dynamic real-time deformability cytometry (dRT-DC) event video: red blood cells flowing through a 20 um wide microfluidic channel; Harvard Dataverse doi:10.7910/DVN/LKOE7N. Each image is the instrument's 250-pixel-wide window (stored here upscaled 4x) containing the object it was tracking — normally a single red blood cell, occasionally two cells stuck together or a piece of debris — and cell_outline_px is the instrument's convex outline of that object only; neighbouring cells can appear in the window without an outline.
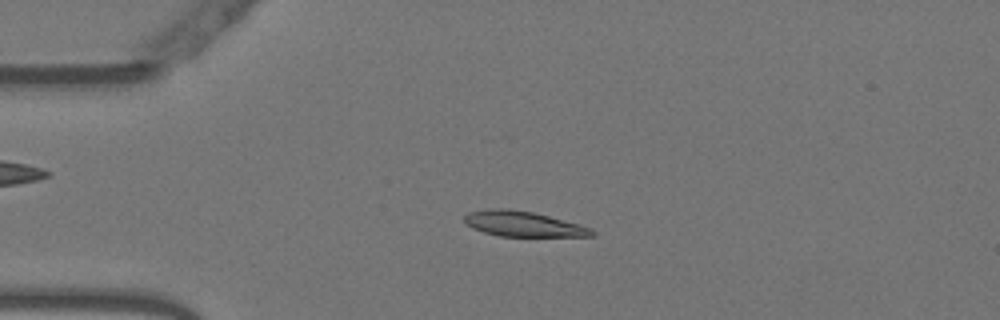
{"species": "Egyptian fruit bat (a non-hibernating species)", "species_latin": "Rousettus aegyptiacus", "temperature_condition": "warm", "stored_images_in_passage": 53, "camera_frame_rate_fps": 3000, "um_per_image_px": 0.085, "animal": {"sex": "female"}, "frame": {"image": 1, "passage_image": 12, "time_ms": 3.667, "image_size_px": [1000, 320], "cell_outline_px": [[596, 236], [500, 236], [484, 232], [472, 228], [464, 224], [464, 216], [468, 212], [488, 208], [508, 208], [532, 212], [580, 224], [592, 228], [596, 232]], "centroid_in_image_um": [44.45, 19.03], "position_along_channel_um": 40.5, "area_um2": 18.9}}
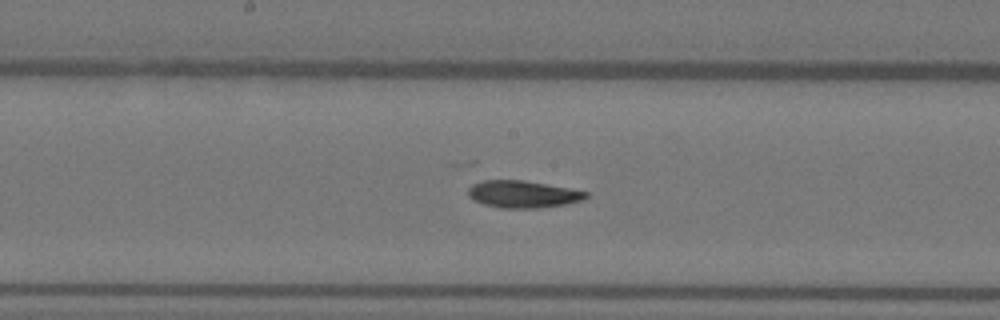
{"frame": {"image": 2, "passage_image": 27, "time_ms": 8.667, "image_size_px": [1000, 320], "cell_outline_px": [[588, 196], [584, 200], [564, 204], [536, 208], [500, 208], [484, 204], [468, 196], [468, 188], [472, 184], [480, 180], [524, 180], [568, 188], [588, 192]], "centroid_in_image_um": [44.42, 16.5], "position_along_channel_um": 203.8, "area_um2": 18.55}}
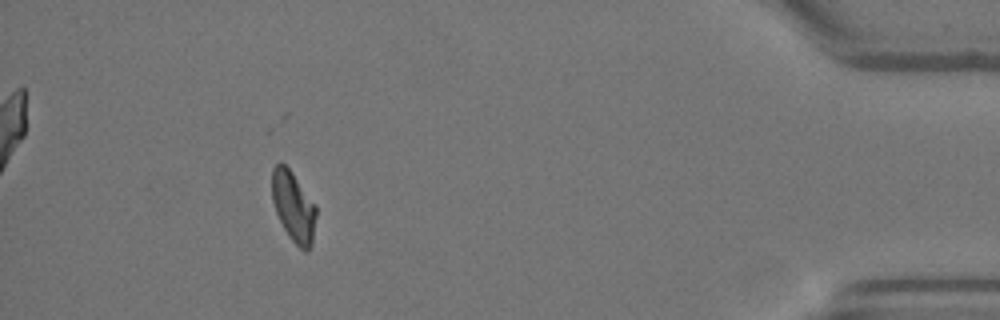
{"frame": {"image": 3, "passage_image": 48, "time_ms": 15.667, "image_size_px": [1000, 320], "cell_outline_px": [[316, 216], [312, 244], [308, 252], [304, 252], [288, 236], [276, 212], [272, 200], [272, 168], [276, 164], [284, 164], [292, 172], [316, 204]], "centroid_in_image_um": [24.96, 17.58], "position_along_channel_um": 410.2, "area_um2": 18.09}}